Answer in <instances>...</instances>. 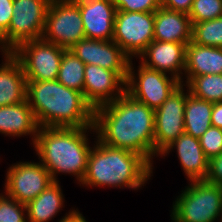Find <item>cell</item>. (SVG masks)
<instances>
[{
	"label": "cell",
	"instance_id": "1",
	"mask_svg": "<svg viewBox=\"0 0 222 222\" xmlns=\"http://www.w3.org/2000/svg\"><path fill=\"white\" fill-rule=\"evenodd\" d=\"M93 126L101 143L135 152L153 164L154 110L126 91L94 109Z\"/></svg>",
	"mask_w": 222,
	"mask_h": 222
},
{
	"label": "cell",
	"instance_id": "2",
	"mask_svg": "<svg viewBox=\"0 0 222 222\" xmlns=\"http://www.w3.org/2000/svg\"><path fill=\"white\" fill-rule=\"evenodd\" d=\"M26 99L39 127H91L94 109L83 93L58 80L27 81Z\"/></svg>",
	"mask_w": 222,
	"mask_h": 222
},
{
	"label": "cell",
	"instance_id": "3",
	"mask_svg": "<svg viewBox=\"0 0 222 222\" xmlns=\"http://www.w3.org/2000/svg\"><path fill=\"white\" fill-rule=\"evenodd\" d=\"M87 130L95 132L94 126L39 128L33 147L53 181H57L56 174L60 172L73 174L79 182L83 180L92 148Z\"/></svg>",
	"mask_w": 222,
	"mask_h": 222
},
{
	"label": "cell",
	"instance_id": "4",
	"mask_svg": "<svg viewBox=\"0 0 222 222\" xmlns=\"http://www.w3.org/2000/svg\"><path fill=\"white\" fill-rule=\"evenodd\" d=\"M95 142L80 184L138 189L149 180L153 166L143 156L108 146L98 139Z\"/></svg>",
	"mask_w": 222,
	"mask_h": 222
},
{
	"label": "cell",
	"instance_id": "5",
	"mask_svg": "<svg viewBox=\"0 0 222 222\" xmlns=\"http://www.w3.org/2000/svg\"><path fill=\"white\" fill-rule=\"evenodd\" d=\"M173 203V222H222V187L206 180H192Z\"/></svg>",
	"mask_w": 222,
	"mask_h": 222
},
{
	"label": "cell",
	"instance_id": "6",
	"mask_svg": "<svg viewBox=\"0 0 222 222\" xmlns=\"http://www.w3.org/2000/svg\"><path fill=\"white\" fill-rule=\"evenodd\" d=\"M51 0H14L13 16L0 38V50L13 51L20 43L43 37L46 14Z\"/></svg>",
	"mask_w": 222,
	"mask_h": 222
},
{
	"label": "cell",
	"instance_id": "7",
	"mask_svg": "<svg viewBox=\"0 0 222 222\" xmlns=\"http://www.w3.org/2000/svg\"><path fill=\"white\" fill-rule=\"evenodd\" d=\"M65 50L40 38L20 43L11 54L20 62L27 81H53Z\"/></svg>",
	"mask_w": 222,
	"mask_h": 222
},
{
	"label": "cell",
	"instance_id": "8",
	"mask_svg": "<svg viewBox=\"0 0 222 222\" xmlns=\"http://www.w3.org/2000/svg\"><path fill=\"white\" fill-rule=\"evenodd\" d=\"M42 38L66 50L86 38L79 5L74 0H51Z\"/></svg>",
	"mask_w": 222,
	"mask_h": 222
},
{
	"label": "cell",
	"instance_id": "9",
	"mask_svg": "<svg viewBox=\"0 0 222 222\" xmlns=\"http://www.w3.org/2000/svg\"><path fill=\"white\" fill-rule=\"evenodd\" d=\"M132 65L131 59L125 83V91L153 110L159 108L181 84L178 79L172 76L169 78L167 74L147 68L143 64L139 65L137 74L133 71L134 68Z\"/></svg>",
	"mask_w": 222,
	"mask_h": 222
},
{
	"label": "cell",
	"instance_id": "10",
	"mask_svg": "<svg viewBox=\"0 0 222 222\" xmlns=\"http://www.w3.org/2000/svg\"><path fill=\"white\" fill-rule=\"evenodd\" d=\"M132 58L154 40V12L117 11L112 39Z\"/></svg>",
	"mask_w": 222,
	"mask_h": 222
},
{
	"label": "cell",
	"instance_id": "11",
	"mask_svg": "<svg viewBox=\"0 0 222 222\" xmlns=\"http://www.w3.org/2000/svg\"><path fill=\"white\" fill-rule=\"evenodd\" d=\"M187 92L182 83L164 103L154 110V156L161 155L181 134L185 133L184 110Z\"/></svg>",
	"mask_w": 222,
	"mask_h": 222
},
{
	"label": "cell",
	"instance_id": "12",
	"mask_svg": "<svg viewBox=\"0 0 222 222\" xmlns=\"http://www.w3.org/2000/svg\"><path fill=\"white\" fill-rule=\"evenodd\" d=\"M6 174L4 193L25 205L53 182L49 171L40 162L16 163L9 167Z\"/></svg>",
	"mask_w": 222,
	"mask_h": 222
},
{
	"label": "cell",
	"instance_id": "13",
	"mask_svg": "<svg viewBox=\"0 0 222 222\" xmlns=\"http://www.w3.org/2000/svg\"><path fill=\"white\" fill-rule=\"evenodd\" d=\"M69 51L85 65H97L115 71L126 82L131 58L113 40L84 38Z\"/></svg>",
	"mask_w": 222,
	"mask_h": 222
},
{
	"label": "cell",
	"instance_id": "14",
	"mask_svg": "<svg viewBox=\"0 0 222 222\" xmlns=\"http://www.w3.org/2000/svg\"><path fill=\"white\" fill-rule=\"evenodd\" d=\"M125 83L115 71L97 65H85L83 95L93 109L122 96Z\"/></svg>",
	"mask_w": 222,
	"mask_h": 222
},
{
	"label": "cell",
	"instance_id": "15",
	"mask_svg": "<svg viewBox=\"0 0 222 222\" xmlns=\"http://www.w3.org/2000/svg\"><path fill=\"white\" fill-rule=\"evenodd\" d=\"M138 57L145 67L165 74L171 72L172 77L183 83L186 44L153 40Z\"/></svg>",
	"mask_w": 222,
	"mask_h": 222
},
{
	"label": "cell",
	"instance_id": "16",
	"mask_svg": "<svg viewBox=\"0 0 222 222\" xmlns=\"http://www.w3.org/2000/svg\"><path fill=\"white\" fill-rule=\"evenodd\" d=\"M79 5L85 37L112 40L117 9L112 0H74Z\"/></svg>",
	"mask_w": 222,
	"mask_h": 222
},
{
	"label": "cell",
	"instance_id": "17",
	"mask_svg": "<svg viewBox=\"0 0 222 222\" xmlns=\"http://www.w3.org/2000/svg\"><path fill=\"white\" fill-rule=\"evenodd\" d=\"M175 147L183 171L189 181L205 180L208 175L209 159L203 152L199 139L186 133L181 134L161 156L169 154Z\"/></svg>",
	"mask_w": 222,
	"mask_h": 222
},
{
	"label": "cell",
	"instance_id": "18",
	"mask_svg": "<svg viewBox=\"0 0 222 222\" xmlns=\"http://www.w3.org/2000/svg\"><path fill=\"white\" fill-rule=\"evenodd\" d=\"M3 54L5 63L0 66V107L25 101L27 92V79L20 62L11 52Z\"/></svg>",
	"mask_w": 222,
	"mask_h": 222
},
{
	"label": "cell",
	"instance_id": "19",
	"mask_svg": "<svg viewBox=\"0 0 222 222\" xmlns=\"http://www.w3.org/2000/svg\"><path fill=\"white\" fill-rule=\"evenodd\" d=\"M192 24L188 14L160 7L154 12V40L188 44Z\"/></svg>",
	"mask_w": 222,
	"mask_h": 222
},
{
	"label": "cell",
	"instance_id": "20",
	"mask_svg": "<svg viewBox=\"0 0 222 222\" xmlns=\"http://www.w3.org/2000/svg\"><path fill=\"white\" fill-rule=\"evenodd\" d=\"M186 85L196 76L222 74V47L202 46L189 42L186 45Z\"/></svg>",
	"mask_w": 222,
	"mask_h": 222
},
{
	"label": "cell",
	"instance_id": "21",
	"mask_svg": "<svg viewBox=\"0 0 222 222\" xmlns=\"http://www.w3.org/2000/svg\"><path fill=\"white\" fill-rule=\"evenodd\" d=\"M39 125L27 99L19 104L0 107V133L8 136L33 135V145Z\"/></svg>",
	"mask_w": 222,
	"mask_h": 222
},
{
	"label": "cell",
	"instance_id": "22",
	"mask_svg": "<svg viewBox=\"0 0 222 222\" xmlns=\"http://www.w3.org/2000/svg\"><path fill=\"white\" fill-rule=\"evenodd\" d=\"M63 203L59 181H53L41 194L26 204L27 222L50 221L57 215Z\"/></svg>",
	"mask_w": 222,
	"mask_h": 222
},
{
	"label": "cell",
	"instance_id": "23",
	"mask_svg": "<svg viewBox=\"0 0 222 222\" xmlns=\"http://www.w3.org/2000/svg\"><path fill=\"white\" fill-rule=\"evenodd\" d=\"M187 91L184 110L185 133L200 138L211 126L213 103L194 97Z\"/></svg>",
	"mask_w": 222,
	"mask_h": 222
},
{
	"label": "cell",
	"instance_id": "24",
	"mask_svg": "<svg viewBox=\"0 0 222 222\" xmlns=\"http://www.w3.org/2000/svg\"><path fill=\"white\" fill-rule=\"evenodd\" d=\"M85 64L71 51L65 50L57 80L64 86L83 93Z\"/></svg>",
	"mask_w": 222,
	"mask_h": 222
},
{
	"label": "cell",
	"instance_id": "25",
	"mask_svg": "<svg viewBox=\"0 0 222 222\" xmlns=\"http://www.w3.org/2000/svg\"><path fill=\"white\" fill-rule=\"evenodd\" d=\"M184 86L196 98L211 103L222 102V74L196 76Z\"/></svg>",
	"mask_w": 222,
	"mask_h": 222
},
{
	"label": "cell",
	"instance_id": "26",
	"mask_svg": "<svg viewBox=\"0 0 222 222\" xmlns=\"http://www.w3.org/2000/svg\"><path fill=\"white\" fill-rule=\"evenodd\" d=\"M191 42L202 46L222 47V16L192 24Z\"/></svg>",
	"mask_w": 222,
	"mask_h": 222
},
{
	"label": "cell",
	"instance_id": "27",
	"mask_svg": "<svg viewBox=\"0 0 222 222\" xmlns=\"http://www.w3.org/2000/svg\"><path fill=\"white\" fill-rule=\"evenodd\" d=\"M188 16L191 24L219 18L222 16V0H193Z\"/></svg>",
	"mask_w": 222,
	"mask_h": 222
},
{
	"label": "cell",
	"instance_id": "28",
	"mask_svg": "<svg viewBox=\"0 0 222 222\" xmlns=\"http://www.w3.org/2000/svg\"><path fill=\"white\" fill-rule=\"evenodd\" d=\"M24 211H27L25 204L8 195H0V222H27Z\"/></svg>",
	"mask_w": 222,
	"mask_h": 222
},
{
	"label": "cell",
	"instance_id": "29",
	"mask_svg": "<svg viewBox=\"0 0 222 222\" xmlns=\"http://www.w3.org/2000/svg\"><path fill=\"white\" fill-rule=\"evenodd\" d=\"M199 141L209 160L222 153V129L210 126L199 138Z\"/></svg>",
	"mask_w": 222,
	"mask_h": 222
},
{
	"label": "cell",
	"instance_id": "30",
	"mask_svg": "<svg viewBox=\"0 0 222 222\" xmlns=\"http://www.w3.org/2000/svg\"><path fill=\"white\" fill-rule=\"evenodd\" d=\"M117 11L155 12L161 7V0H112Z\"/></svg>",
	"mask_w": 222,
	"mask_h": 222
},
{
	"label": "cell",
	"instance_id": "31",
	"mask_svg": "<svg viewBox=\"0 0 222 222\" xmlns=\"http://www.w3.org/2000/svg\"><path fill=\"white\" fill-rule=\"evenodd\" d=\"M206 181L222 187V153L209 160Z\"/></svg>",
	"mask_w": 222,
	"mask_h": 222
},
{
	"label": "cell",
	"instance_id": "32",
	"mask_svg": "<svg viewBox=\"0 0 222 222\" xmlns=\"http://www.w3.org/2000/svg\"><path fill=\"white\" fill-rule=\"evenodd\" d=\"M14 0H0V38L9 28L13 16Z\"/></svg>",
	"mask_w": 222,
	"mask_h": 222
},
{
	"label": "cell",
	"instance_id": "33",
	"mask_svg": "<svg viewBox=\"0 0 222 222\" xmlns=\"http://www.w3.org/2000/svg\"><path fill=\"white\" fill-rule=\"evenodd\" d=\"M193 0H161V7L168 10L189 14Z\"/></svg>",
	"mask_w": 222,
	"mask_h": 222
},
{
	"label": "cell",
	"instance_id": "34",
	"mask_svg": "<svg viewBox=\"0 0 222 222\" xmlns=\"http://www.w3.org/2000/svg\"><path fill=\"white\" fill-rule=\"evenodd\" d=\"M211 126L222 129V102L213 103Z\"/></svg>",
	"mask_w": 222,
	"mask_h": 222
},
{
	"label": "cell",
	"instance_id": "35",
	"mask_svg": "<svg viewBox=\"0 0 222 222\" xmlns=\"http://www.w3.org/2000/svg\"><path fill=\"white\" fill-rule=\"evenodd\" d=\"M59 222H87L85 220V217L82 216V214L80 212H78V210H74L70 211L69 214L63 216L62 219H60Z\"/></svg>",
	"mask_w": 222,
	"mask_h": 222
}]
</instances>
